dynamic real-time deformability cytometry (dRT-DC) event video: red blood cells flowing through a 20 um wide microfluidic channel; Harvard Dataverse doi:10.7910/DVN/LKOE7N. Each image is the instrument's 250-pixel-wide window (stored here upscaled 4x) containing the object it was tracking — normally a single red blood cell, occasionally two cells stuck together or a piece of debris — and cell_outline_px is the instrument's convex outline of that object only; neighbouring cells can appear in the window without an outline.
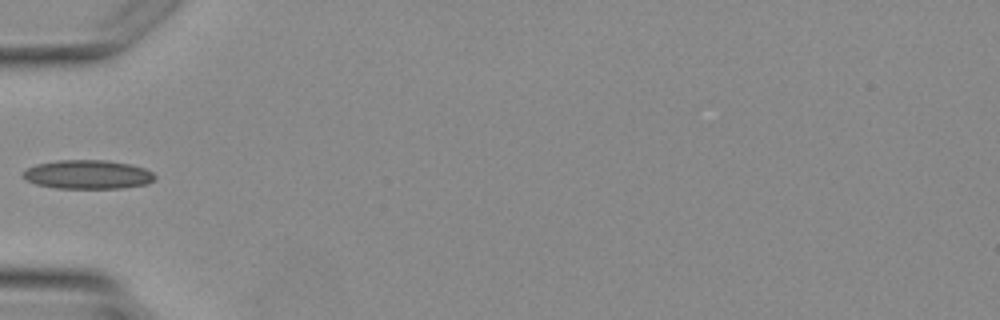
{"species": "Egyptian fruit bat (a non-hibernating species)", "species_latin": "Rousettus aegyptiacus", "temperature_condition": "warm", "stored_images_in_passage": 1, "camera_frame_rate_fps": 3000, "um_per_image_px": 0.085, "animal": {"sex": "female"}, "frame": {"image": 1, "passage_image": 1, "time_ms": 0.0, "image_size_px": [1000, 320], "cell_outline_px": [[156, 180], [148, 184], [120, 188], [56, 188], [36, 184], [20, 176], [28, 168], [36, 164], [60, 160], [104, 160], [128, 164], [144, 168], [152, 172], [156, 176]], "centroid_in_image_um": [7.48, 14.84], "position_along_channel_um": 77.5, "area_um2": 22.14}}